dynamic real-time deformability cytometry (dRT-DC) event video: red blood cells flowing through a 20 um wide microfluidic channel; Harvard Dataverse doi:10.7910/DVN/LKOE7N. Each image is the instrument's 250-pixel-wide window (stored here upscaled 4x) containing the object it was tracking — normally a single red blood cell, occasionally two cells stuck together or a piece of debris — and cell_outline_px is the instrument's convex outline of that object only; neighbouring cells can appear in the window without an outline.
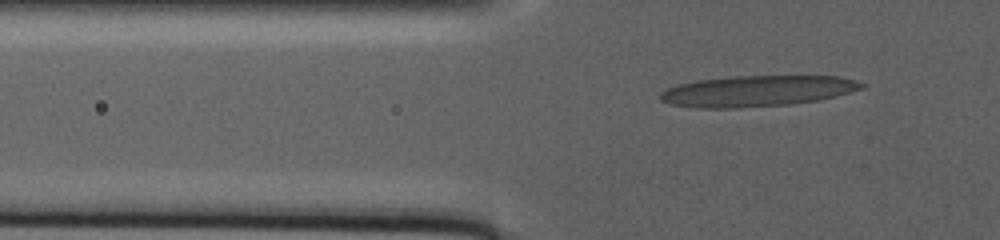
{"species": "human", "species_latin": "Homo sapiens", "temperature_condition": "warm", "stored_images_in_passage": 107, "camera_frame_rate_fps": 3000, "um_per_image_px": 0.085, "donor": {"sex": "male"}, "frame": {"image": 1, "passage_image": 22, "time_ms": 3.0, "image_size_px": [1000, 240], "cell_outline_px": [[864, 88], [816, 100], [788, 104], [736, 108], [696, 108], [672, 104], [660, 100], [660, 92], [676, 84], [696, 80], [732, 76], [840, 76], [856, 80], [864, 84]], "centroid_in_image_um": [64.3, 7.73], "position_along_channel_um": 61.5, "area_um2": 36.13}}
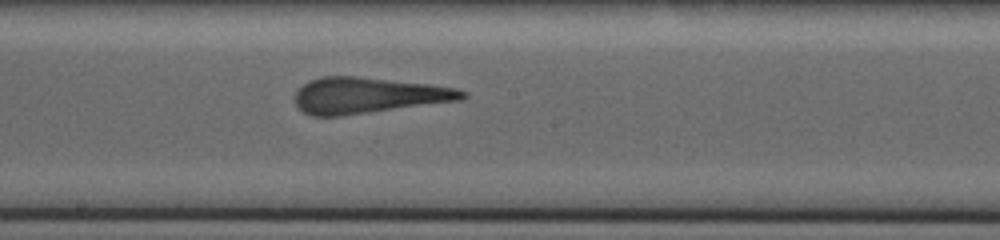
{"frame": {"image": 2, "passage_image": 77, "time_ms": 12.0, "image_size_px": [1000, 240], "cell_outline_px": [[468, 96], [464, 100], [340, 116], [312, 116], [304, 112], [296, 104], [296, 92], [304, 84], [312, 80], [324, 76], [352, 76], [428, 84], [456, 88], [468, 92]], "centroid_in_image_um": [31.35, 8.12], "position_along_channel_um": 216.9, "area_um2": 34.8}}
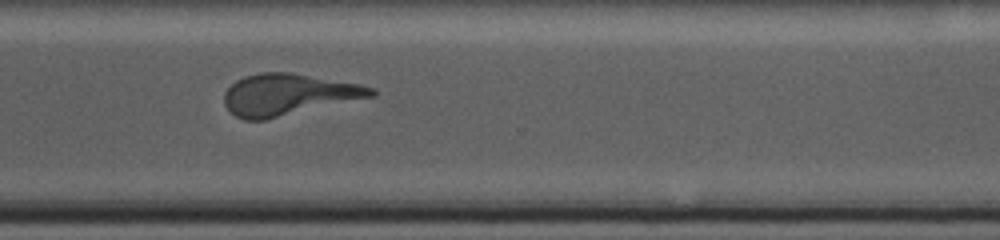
{"frame": {"image": 3, "passage_image": 106, "time_ms": 18.667, "image_size_px": [1000, 240], "cell_outline_px": [[376, 96], [264, 120], [244, 120], [236, 116], [224, 104], [224, 92], [236, 80], [244, 76], [260, 72], [288, 72], [360, 84], [376, 88]], "centroid_in_image_um": [24.52, 8.04], "position_along_channel_um": 346.1, "area_um2": 35.49}}